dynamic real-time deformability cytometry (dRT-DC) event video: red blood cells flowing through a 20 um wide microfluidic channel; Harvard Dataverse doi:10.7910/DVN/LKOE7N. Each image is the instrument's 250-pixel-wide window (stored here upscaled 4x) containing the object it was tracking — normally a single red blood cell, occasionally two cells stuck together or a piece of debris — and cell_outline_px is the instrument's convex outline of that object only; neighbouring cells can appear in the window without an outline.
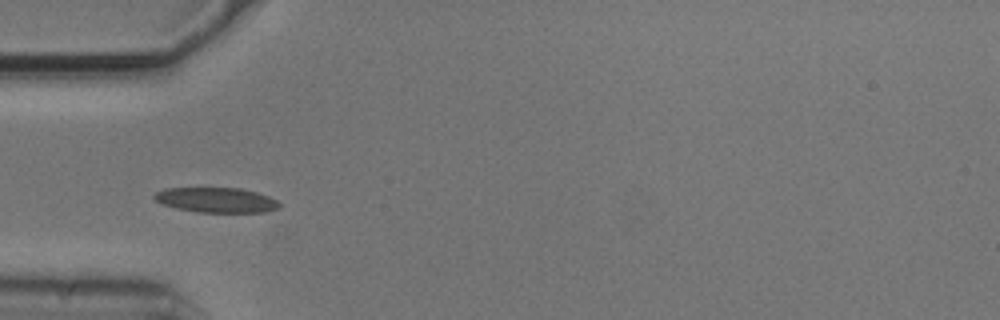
{"species": "common noctule bat (a hibernating species)", "species_latin": "Nyctalus noctula", "temperature_condition": "cold", "stored_images_in_passage": 3, "camera_frame_rate_fps": 3000, "um_per_image_px": 0.085, "animal": {"sex": "male", "body_mass_g": 20.5, "forearm_length_mm": 52.5}, "frame": {"image": 1, "passage_image": 1, "time_ms": 0.0, "image_size_px": [1000, 320], "cell_outline_px": [[280, 208], [268, 212], [196, 212], [176, 208], [160, 204], [152, 196], [156, 192], [164, 188], [240, 188], [256, 192], [268, 196], [276, 200], [280, 204]], "centroid_in_image_um": [18.37, 17.0], "position_along_channel_um": 66.6, "area_um2": 18.32}}